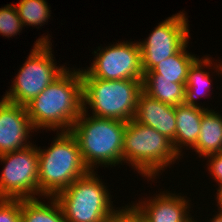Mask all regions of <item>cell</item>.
<instances>
[{
	"instance_id": "21",
	"label": "cell",
	"mask_w": 222,
	"mask_h": 222,
	"mask_svg": "<svg viewBox=\"0 0 222 222\" xmlns=\"http://www.w3.org/2000/svg\"><path fill=\"white\" fill-rule=\"evenodd\" d=\"M22 28V21L15 5L7 4V6L0 8V34L2 36L14 37L22 31Z\"/></svg>"
},
{
	"instance_id": "20",
	"label": "cell",
	"mask_w": 222,
	"mask_h": 222,
	"mask_svg": "<svg viewBox=\"0 0 222 222\" xmlns=\"http://www.w3.org/2000/svg\"><path fill=\"white\" fill-rule=\"evenodd\" d=\"M15 6L23 26H41L50 18L46 0H20Z\"/></svg>"
},
{
	"instance_id": "16",
	"label": "cell",
	"mask_w": 222,
	"mask_h": 222,
	"mask_svg": "<svg viewBox=\"0 0 222 222\" xmlns=\"http://www.w3.org/2000/svg\"><path fill=\"white\" fill-rule=\"evenodd\" d=\"M199 157L222 152V115L210 109L203 116L200 134L196 144L192 147Z\"/></svg>"
},
{
	"instance_id": "22",
	"label": "cell",
	"mask_w": 222,
	"mask_h": 222,
	"mask_svg": "<svg viewBox=\"0 0 222 222\" xmlns=\"http://www.w3.org/2000/svg\"><path fill=\"white\" fill-rule=\"evenodd\" d=\"M22 199H0V222H21Z\"/></svg>"
},
{
	"instance_id": "9",
	"label": "cell",
	"mask_w": 222,
	"mask_h": 222,
	"mask_svg": "<svg viewBox=\"0 0 222 222\" xmlns=\"http://www.w3.org/2000/svg\"><path fill=\"white\" fill-rule=\"evenodd\" d=\"M94 51L96 58L87 69H81L82 78L104 80H143L141 50L138 42H120Z\"/></svg>"
},
{
	"instance_id": "7",
	"label": "cell",
	"mask_w": 222,
	"mask_h": 222,
	"mask_svg": "<svg viewBox=\"0 0 222 222\" xmlns=\"http://www.w3.org/2000/svg\"><path fill=\"white\" fill-rule=\"evenodd\" d=\"M48 38L47 35L36 40L4 100L26 106L68 68L56 66Z\"/></svg>"
},
{
	"instance_id": "24",
	"label": "cell",
	"mask_w": 222,
	"mask_h": 222,
	"mask_svg": "<svg viewBox=\"0 0 222 222\" xmlns=\"http://www.w3.org/2000/svg\"><path fill=\"white\" fill-rule=\"evenodd\" d=\"M103 222H136V212L131 206L118 208V210Z\"/></svg>"
},
{
	"instance_id": "6",
	"label": "cell",
	"mask_w": 222,
	"mask_h": 222,
	"mask_svg": "<svg viewBox=\"0 0 222 222\" xmlns=\"http://www.w3.org/2000/svg\"><path fill=\"white\" fill-rule=\"evenodd\" d=\"M94 172L89 171L55 196L67 222H103L117 211Z\"/></svg>"
},
{
	"instance_id": "18",
	"label": "cell",
	"mask_w": 222,
	"mask_h": 222,
	"mask_svg": "<svg viewBox=\"0 0 222 222\" xmlns=\"http://www.w3.org/2000/svg\"><path fill=\"white\" fill-rule=\"evenodd\" d=\"M48 205L38 198L22 199L21 222H67L55 197H49Z\"/></svg>"
},
{
	"instance_id": "28",
	"label": "cell",
	"mask_w": 222,
	"mask_h": 222,
	"mask_svg": "<svg viewBox=\"0 0 222 222\" xmlns=\"http://www.w3.org/2000/svg\"><path fill=\"white\" fill-rule=\"evenodd\" d=\"M136 222H142L137 213H136Z\"/></svg>"
},
{
	"instance_id": "3",
	"label": "cell",
	"mask_w": 222,
	"mask_h": 222,
	"mask_svg": "<svg viewBox=\"0 0 222 222\" xmlns=\"http://www.w3.org/2000/svg\"><path fill=\"white\" fill-rule=\"evenodd\" d=\"M37 152L41 197H55L90 171L83 162L78 142L71 132H59L50 147H37Z\"/></svg>"
},
{
	"instance_id": "23",
	"label": "cell",
	"mask_w": 222,
	"mask_h": 222,
	"mask_svg": "<svg viewBox=\"0 0 222 222\" xmlns=\"http://www.w3.org/2000/svg\"><path fill=\"white\" fill-rule=\"evenodd\" d=\"M209 164L208 169L210 172V175L213 176L214 180L217 181L219 187L216 193L217 195L222 191V152L208 155L207 157Z\"/></svg>"
},
{
	"instance_id": "14",
	"label": "cell",
	"mask_w": 222,
	"mask_h": 222,
	"mask_svg": "<svg viewBox=\"0 0 222 222\" xmlns=\"http://www.w3.org/2000/svg\"><path fill=\"white\" fill-rule=\"evenodd\" d=\"M207 110H209L208 107L198 108L185 104L175 106L176 135L172 145L179 156H182V146L192 148L196 144L202 116Z\"/></svg>"
},
{
	"instance_id": "12",
	"label": "cell",
	"mask_w": 222,
	"mask_h": 222,
	"mask_svg": "<svg viewBox=\"0 0 222 222\" xmlns=\"http://www.w3.org/2000/svg\"><path fill=\"white\" fill-rule=\"evenodd\" d=\"M185 198L162 192L131 207L142 222H190L193 219L189 215L190 203Z\"/></svg>"
},
{
	"instance_id": "13",
	"label": "cell",
	"mask_w": 222,
	"mask_h": 222,
	"mask_svg": "<svg viewBox=\"0 0 222 222\" xmlns=\"http://www.w3.org/2000/svg\"><path fill=\"white\" fill-rule=\"evenodd\" d=\"M134 120L154 128L172 143L176 135L175 106L165 104L141 92L138 97Z\"/></svg>"
},
{
	"instance_id": "4",
	"label": "cell",
	"mask_w": 222,
	"mask_h": 222,
	"mask_svg": "<svg viewBox=\"0 0 222 222\" xmlns=\"http://www.w3.org/2000/svg\"><path fill=\"white\" fill-rule=\"evenodd\" d=\"M180 159L172 142L154 128L134 119L126 123L123 136V162L148 179ZM176 159V160H175Z\"/></svg>"
},
{
	"instance_id": "1",
	"label": "cell",
	"mask_w": 222,
	"mask_h": 222,
	"mask_svg": "<svg viewBox=\"0 0 222 222\" xmlns=\"http://www.w3.org/2000/svg\"><path fill=\"white\" fill-rule=\"evenodd\" d=\"M77 70L66 69L26 105L34 129L70 132L83 112L82 75Z\"/></svg>"
},
{
	"instance_id": "27",
	"label": "cell",
	"mask_w": 222,
	"mask_h": 222,
	"mask_svg": "<svg viewBox=\"0 0 222 222\" xmlns=\"http://www.w3.org/2000/svg\"><path fill=\"white\" fill-rule=\"evenodd\" d=\"M222 63V62H221ZM216 67H214V68H216V70L218 71V73L219 72H221L222 73V64L220 65V64H218V65H215ZM222 75V74H221Z\"/></svg>"
},
{
	"instance_id": "5",
	"label": "cell",
	"mask_w": 222,
	"mask_h": 222,
	"mask_svg": "<svg viewBox=\"0 0 222 222\" xmlns=\"http://www.w3.org/2000/svg\"><path fill=\"white\" fill-rule=\"evenodd\" d=\"M83 108L88 104L92 116L124 122L134 119L142 80H104L82 78Z\"/></svg>"
},
{
	"instance_id": "11",
	"label": "cell",
	"mask_w": 222,
	"mask_h": 222,
	"mask_svg": "<svg viewBox=\"0 0 222 222\" xmlns=\"http://www.w3.org/2000/svg\"><path fill=\"white\" fill-rule=\"evenodd\" d=\"M34 129L26 106L0 100V155L29 146V134Z\"/></svg>"
},
{
	"instance_id": "26",
	"label": "cell",
	"mask_w": 222,
	"mask_h": 222,
	"mask_svg": "<svg viewBox=\"0 0 222 222\" xmlns=\"http://www.w3.org/2000/svg\"><path fill=\"white\" fill-rule=\"evenodd\" d=\"M216 196H217L216 197L217 205L219 206V208L222 209V191L218 195H216Z\"/></svg>"
},
{
	"instance_id": "15",
	"label": "cell",
	"mask_w": 222,
	"mask_h": 222,
	"mask_svg": "<svg viewBox=\"0 0 222 222\" xmlns=\"http://www.w3.org/2000/svg\"><path fill=\"white\" fill-rule=\"evenodd\" d=\"M188 43L176 54L159 62L150 71H147L143 75V79H167L173 80V83L186 84L189 69L198 59L186 51Z\"/></svg>"
},
{
	"instance_id": "19",
	"label": "cell",
	"mask_w": 222,
	"mask_h": 222,
	"mask_svg": "<svg viewBox=\"0 0 222 222\" xmlns=\"http://www.w3.org/2000/svg\"><path fill=\"white\" fill-rule=\"evenodd\" d=\"M186 84L167 79H143L142 91L150 97L171 106L184 104Z\"/></svg>"
},
{
	"instance_id": "17",
	"label": "cell",
	"mask_w": 222,
	"mask_h": 222,
	"mask_svg": "<svg viewBox=\"0 0 222 222\" xmlns=\"http://www.w3.org/2000/svg\"><path fill=\"white\" fill-rule=\"evenodd\" d=\"M203 65V66H202ZM207 68L212 67V61L210 60L209 56L204 57L203 59H197L190 67L188 72V77L186 81V88H185V97H184V104L203 108L199 103L195 102L196 98L204 97L206 95V91L211 89V81L210 80V73L209 71L205 72L203 67ZM201 89V90H200ZM204 89V90H203Z\"/></svg>"
},
{
	"instance_id": "25",
	"label": "cell",
	"mask_w": 222,
	"mask_h": 222,
	"mask_svg": "<svg viewBox=\"0 0 222 222\" xmlns=\"http://www.w3.org/2000/svg\"><path fill=\"white\" fill-rule=\"evenodd\" d=\"M218 210H220L219 213L212 220L210 219L211 222H222V209L218 207Z\"/></svg>"
},
{
	"instance_id": "10",
	"label": "cell",
	"mask_w": 222,
	"mask_h": 222,
	"mask_svg": "<svg viewBox=\"0 0 222 222\" xmlns=\"http://www.w3.org/2000/svg\"><path fill=\"white\" fill-rule=\"evenodd\" d=\"M182 12L158 24L146 40L138 42L144 74L176 54L189 41L188 18Z\"/></svg>"
},
{
	"instance_id": "8",
	"label": "cell",
	"mask_w": 222,
	"mask_h": 222,
	"mask_svg": "<svg viewBox=\"0 0 222 222\" xmlns=\"http://www.w3.org/2000/svg\"><path fill=\"white\" fill-rule=\"evenodd\" d=\"M5 164L0 177V199H31L39 196L37 146L0 155Z\"/></svg>"
},
{
	"instance_id": "2",
	"label": "cell",
	"mask_w": 222,
	"mask_h": 222,
	"mask_svg": "<svg viewBox=\"0 0 222 222\" xmlns=\"http://www.w3.org/2000/svg\"><path fill=\"white\" fill-rule=\"evenodd\" d=\"M82 114L76 119L71 134L76 138L83 162L90 171L96 166H116L123 162L124 121ZM101 164V165H100Z\"/></svg>"
}]
</instances>
